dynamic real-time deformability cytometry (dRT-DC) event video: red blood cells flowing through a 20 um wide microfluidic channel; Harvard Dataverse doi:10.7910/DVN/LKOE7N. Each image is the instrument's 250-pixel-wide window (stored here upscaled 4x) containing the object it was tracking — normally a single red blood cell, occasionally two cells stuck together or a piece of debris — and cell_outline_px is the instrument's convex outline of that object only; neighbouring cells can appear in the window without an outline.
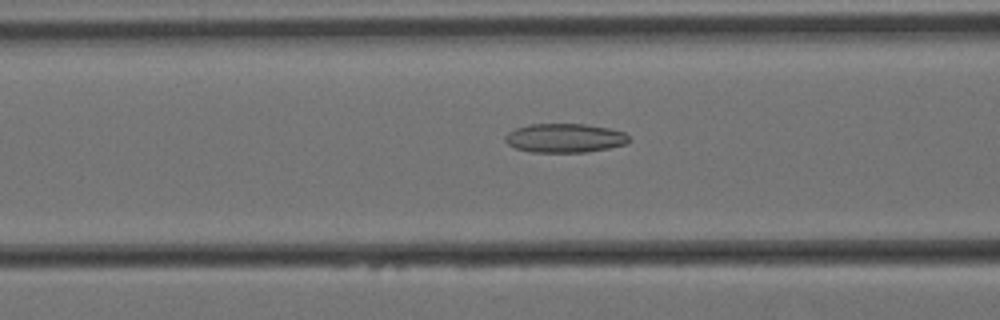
{"species": "Egyptian fruit bat (a non-hibernating species)", "species_latin": "Rousettus aegyptiacus", "temperature_condition": "cold", "stored_images_in_passage": 58, "camera_frame_rate_fps": 3000, "um_per_image_px": 0.085, "animal": {"sex": "female"}, "frame": {"image": 1, "passage_image": 22, "time_ms": 7.0, "image_size_px": [1000, 320], "cell_outline_px": [[628, 144], [608, 148], [584, 152], [532, 152], [516, 148], [508, 144], [504, 140], [504, 136], [508, 132], [516, 128], [528, 124], [584, 124], [608, 128], [624, 132], [628, 136]], "centroid_in_image_um": [47.98, 11.73], "position_along_channel_um": 118.6, "area_um2": 20.87}}
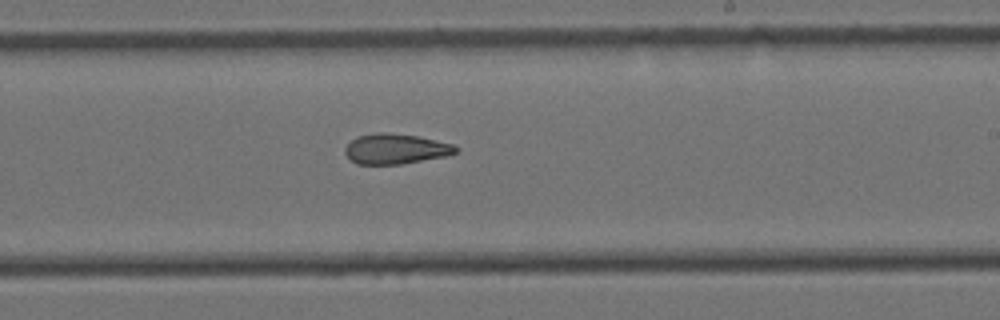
{"frame": {"image": 2, "passage_image": 34, "time_ms": 11.0, "image_size_px": [1000, 320], "cell_outline_px": [[460, 148], [456, 152], [444, 156], [400, 164], [356, 164], [344, 152], [344, 148], [356, 136], [376, 132], [384, 132], [416, 136], [452, 144]], "centroid_in_image_um": [33.59, 12.65], "position_along_channel_um": 255.4, "area_um2": 19.25}}
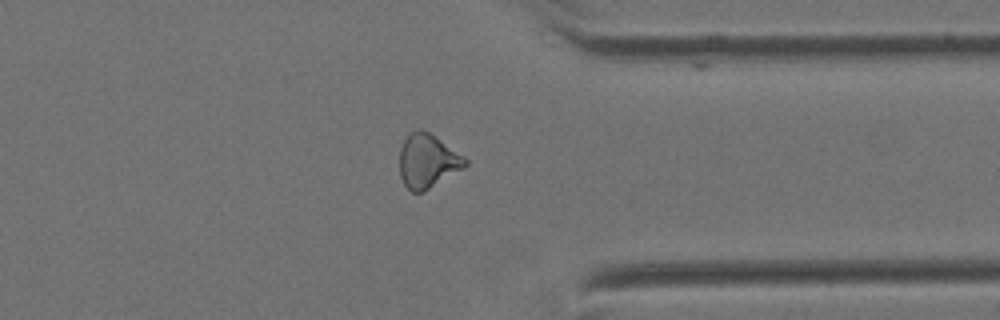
{"frame": {"image": 3, "passage_image": 45, "time_ms": 14.667, "image_size_px": [1000, 320], "cell_outline_px": [[468, 164], [464, 168], [424, 192], [412, 192], [404, 184], [400, 176], [400, 148], [404, 140], [412, 132], [420, 128], [428, 132], [464, 156], [468, 160]], "centroid_in_image_um": [36.35, 13.71], "position_along_channel_um": 375.1, "area_um2": 20.46}, "authors_computed_cell_mechanics": {"area_um2": 20.808, "velocity_mm_per_s": 3.4255, "shape_relaxation_time_tau1_ms": null, "shape_relaxation_time_tau2_ms": 6.5163, "deformation_change_tau1": null, "deformation_change_tau2": 0.16}}